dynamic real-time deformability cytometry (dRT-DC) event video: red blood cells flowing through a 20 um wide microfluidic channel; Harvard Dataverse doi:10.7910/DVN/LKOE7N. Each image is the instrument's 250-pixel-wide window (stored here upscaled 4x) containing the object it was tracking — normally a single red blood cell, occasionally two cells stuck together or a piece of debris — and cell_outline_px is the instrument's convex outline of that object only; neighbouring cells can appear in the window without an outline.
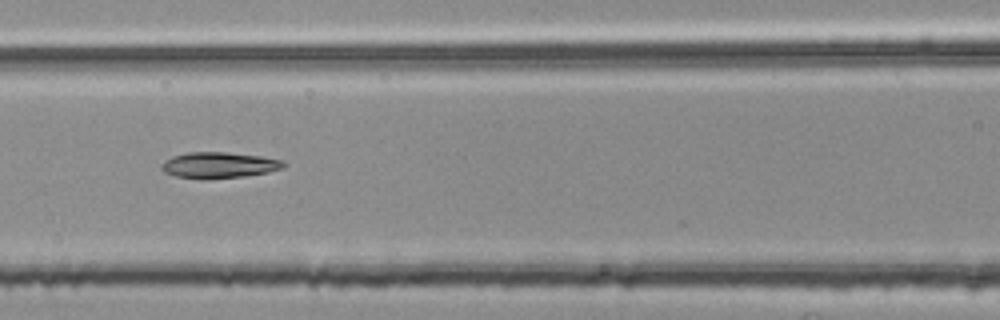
{"species": "common noctule bat (a hibernating species)", "species_latin": "Nyctalus noctula", "temperature_condition": "room temperature", "stored_images_in_passage": 5, "camera_frame_rate_fps": 3000, "um_per_image_px": 0.085, "animal": {"sex": "female", "body_mass_g": 25.1}, "frame": {"image": 1, "passage_image": 4, "time_ms": 1.0, "image_size_px": [1000, 320], "cell_outline_px": [[288, 164], [284, 168], [268, 172], [244, 176], [200, 180], [176, 176], [164, 172], [160, 168], [164, 160], [172, 156], [188, 152], [228, 152], [260, 156], [284, 160]], "centroid_in_image_um": [18.62, 14.04], "position_along_channel_um": 148.0, "area_um2": 18.79}}
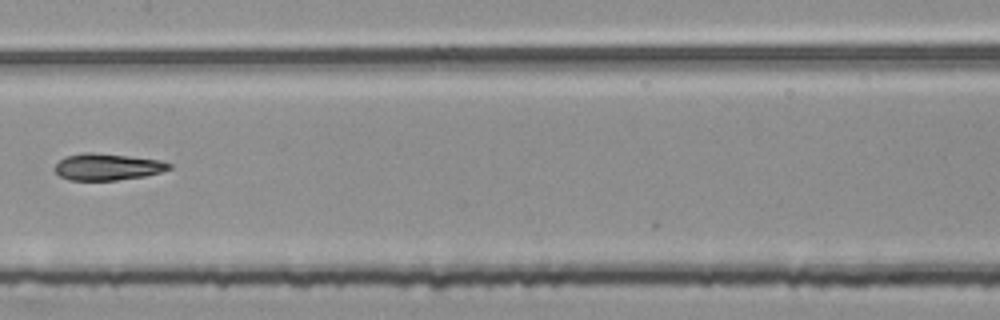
{"frame": {"image": 2, "passage_image": 5, "time_ms": 1.333, "image_size_px": [1000, 320], "cell_outline_px": [[172, 168], [160, 172], [144, 176], [116, 180], [68, 180], [60, 176], [52, 168], [64, 156], [88, 152], [92, 152], [128, 156], [160, 160], [172, 164]], "centroid_in_image_um": [9.1, 14.18], "position_along_channel_um": 198.3, "area_um2": 17.74}}